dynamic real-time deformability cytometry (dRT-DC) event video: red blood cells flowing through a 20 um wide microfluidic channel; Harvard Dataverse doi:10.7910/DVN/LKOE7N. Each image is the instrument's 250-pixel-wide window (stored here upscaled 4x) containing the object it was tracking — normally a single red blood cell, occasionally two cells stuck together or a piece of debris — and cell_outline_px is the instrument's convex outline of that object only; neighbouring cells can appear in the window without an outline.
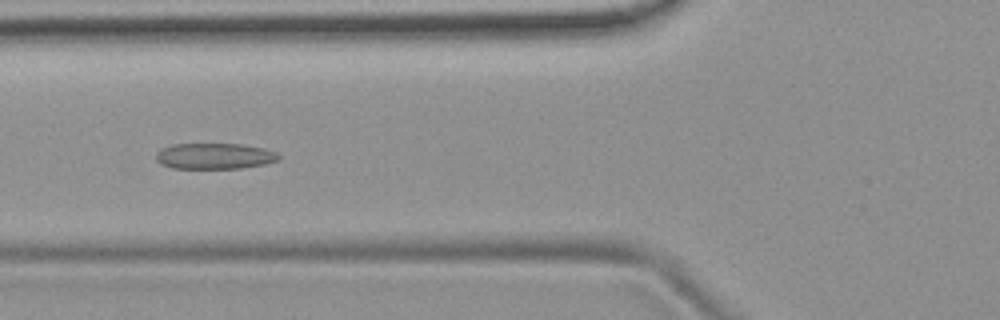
{"species": "common noctule bat (a hibernating species)", "species_latin": "Nyctalus noctula", "temperature_condition": "room temperature", "stored_images_in_passage": 47, "camera_frame_rate_fps": 3000, "um_per_image_px": 0.085, "animal": {"sex": "female", "body_mass_g": 19.9}, "frame": {"image": 1, "passage_image": 14, "time_ms": 4.333, "image_size_px": [1000, 320], "cell_outline_px": [[280, 160], [264, 164], [240, 168], [172, 168], [160, 164], [156, 160], [156, 152], [160, 148], [172, 144], [244, 144], [264, 148], [276, 152], [280, 156]], "centroid_in_image_um": [18.22, 13.26], "position_along_channel_um": 107.6, "area_um2": 18.67}}
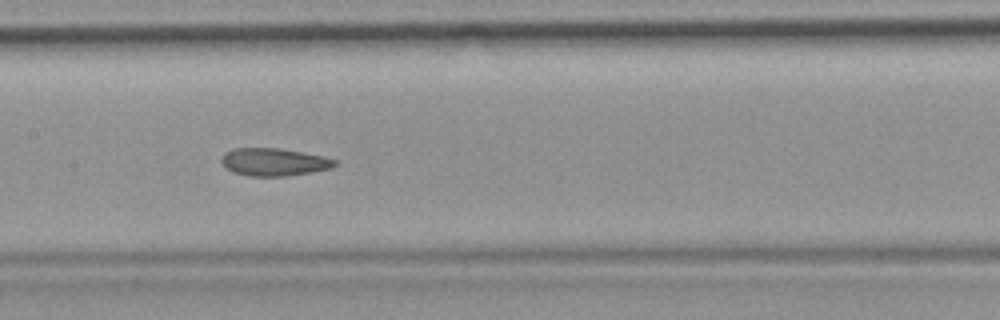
{"frame": {"image": 2, "passage_image": 20, "time_ms": 6.333, "image_size_px": [1000, 320], "cell_outline_px": [[340, 164], [332, 168], [284, 176], [248, 176], [232, 172], [220, 160], [224, 152], [232, 148], [280, 148], [324, 156], [336, 160]], "centroid_in_image_um": [23.29, 13.76], "position_along_channel_um": 184.1, "area_um2": 18.32}}
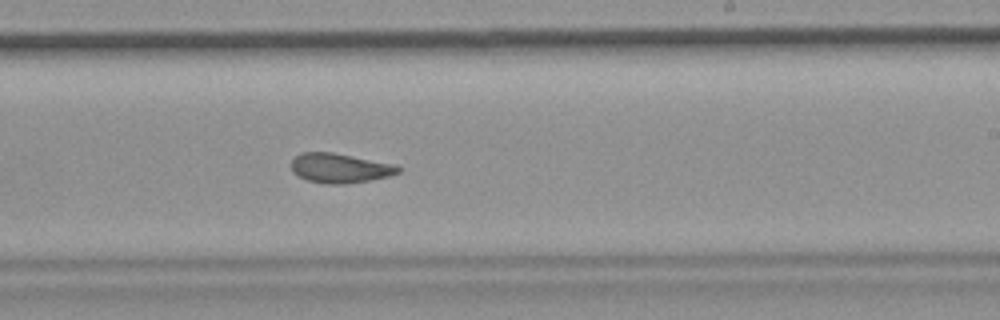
{"frame": {"image": 3, "passage_image": 26, "time_ms": 8.333, "image_size_px": [1000, 320], "cell_outline_px": [[400, 172], [388, 176], [368, 180], [344, 184], [324, 184], [308, 180], [292, 172], [292, 160], [300, 152], [332, 152], [392, 164], [400, 168]], "centroid_in_image_um": [28.84, 14.29], "position_along_channel_um": 260.2, "area_um2": 18.09}, "authors_computed_cell_mechanics": {"area_um2": 19.1896, "velocity_mm_per_s": 3.8224, "shape_relaxation_time_tau1_ms": null, "shape_relaxation_time_tau2_ms": 1.3567, "deformation_change_tau1": null, "deformation_change_tau2": 0.0778}}